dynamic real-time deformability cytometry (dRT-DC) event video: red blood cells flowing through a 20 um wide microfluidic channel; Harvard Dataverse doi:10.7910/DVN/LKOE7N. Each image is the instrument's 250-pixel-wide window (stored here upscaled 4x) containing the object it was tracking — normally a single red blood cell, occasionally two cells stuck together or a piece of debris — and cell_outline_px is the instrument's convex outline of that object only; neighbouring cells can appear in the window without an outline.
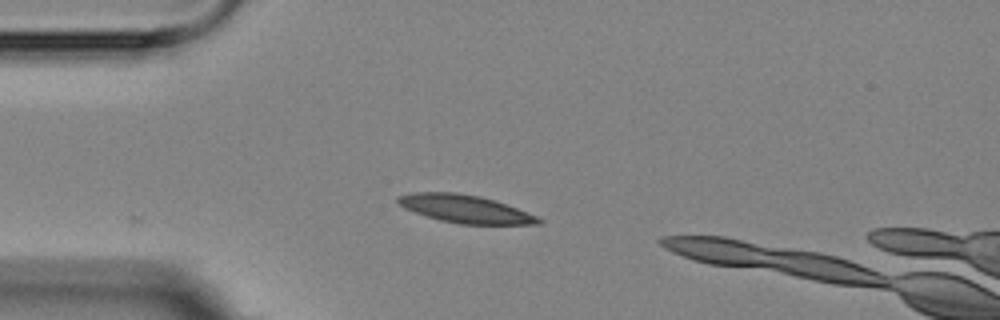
{"species": "Egyptian fruit bat (a non-hibernating species)", "species_latin": "Rousettus aegyptiacus", "temperature_condition": "room temperature", "stored_images_in_passage": 2, "camera_frame_rate_fps": 3000, "um_per_image_px": 0.085, "animal": {"sex": "female"}, "frame": {"image": 1, "passage_image": 2, "time_ms": 1.0, "image_size_px": [1000, 320], "cell_outline_px": [[544, 220], [540, 224], [460, 224], [440, 220], [404, 208], [396, 200], [396, 196], [412, 192], [456, 192], [480, 196], [496, 200], [536, 216]], "centroid_in_image_um": [39.53, 17.74], "position_along_channel_um": 45.5, "area_um2": 22.72}}